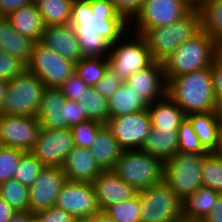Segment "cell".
<instances>
[{
	"label": "cell",
	"instance_id": "obj_6",
	"mask_svg": "<svg viewBox=\"0 0 222 222\" xmlns=\"http://www.w3.org/2000/svg\"><path fill=\"white\" fill-rule=\"evenodd\" d=\"M164 162L142 150H124L113 171L134 190L141 191L163 180Z\"/></svg>",
	"mask_w": 222,
	"mask_h": 222
},
{
	"label": "cell",
	"instance_id": "obj_32",
	"mask_svg": "<svg viewBox=\"0 0 222 222\" xmlns=\"http://www.w3.org/2000/svg\"><path fill=\"white\" fill-rule=\"evenodd\" d=\"M109 67L107 57H83L75 63V73L89 87H94Z\"/></svg>",
	"mask_w": 222,
	"mask_h": 222
},
{
	"label": "cell",
	"instance_id": "obj_3",
	"mask_svg": "<svg viewBox=\"0 0 222 222\" xmlns=\"http://www.w3.org/2000/svg\"><path fill=\"white\" fill-rule=\"evenodd\" d=\"M218 54V45L205 32L200 31L175 49L162 63L166 81L210 67Z\"/></svg>",
	"mask_w": 222,
	"mask_h": 222
},
{
	"label": "cell",
	"instance_id": "obj_12",
	"mask_svg": "<svg viewBox=\"0 0 222 222\" xmlns=\"http://www.w3.org/2000/svg\"><path fill=\"white\" fill-rule=\"evenodd\" d=\"M27 70L37 76L45 87L59 88L75 72V63L41 43L34 42Z\"/></svg>",
	"mask_w": 222,
	"mask_h": 222
},
{
	"label": "cell",
	"instance_id": "obj_9",
	"mask_svg": "<svg viewBox=\"0 0 222 222\" xmlns=\"http://www.w3.org/2000/svg\"><path fill=\"white\" fill-rule=\"evenodd\" d=\"M44 83L27 69L9 81L3 104V114L14 116H37Z\"/></svg>",
	"mask_w": 222,
	"mask_h": 222
},
{
	"label": "cell",
	"instance_id": "obj_25",
	"mask_svg": "<svg viewBox=\"0 0 222 222\" xmlns=\"http://www.w3.org/2000/svg\"><path fill=\"white\" fill-rule=\"evenodd\" d=\"M34 42L19 34L5 17H0V50L18 58L26 65L30 61Z\"/></svg>",
	"mask_w": 222,
	"mask_h": 222
},
{
	"label": "cell",
	"instance_id": "obj_24",
	"mask_svg": "<svg viewBox=\"0 0 222 222\" xmlns=\"http://www.w3.org/2000/svg\"><path fill=\"white\" fill-rule=\"evenodd\" d=\"M12 27L33 42H39L45 28L36 3L24 6L6 17Z\"/></svg>",
	"mask_w": 222,
	"mask_h": 222
},
{
	"label": "cell",
	"instance_id": "obj_38",
	"mask_svg": "<svg viewBox=\"0 0 222 222\" xmlns=\"http://www.w3.org/2000/svg\"><path fill=\"white\" fill-rule=\"evenodd\" d=\"M177 152L209 153L199 141L195 134L192 123L186 117L178 128V149Z\"/></svg>",
	"mask_w": 222,
	"mask_h": 222
},
{
	"label": "cell",
	"instance_id": "obj_13",
	"mask_svg": "<svg viewBox=\"0 0 222 222\" xmlns=\"http://www.w3.org/2000/svg\"><path fill=\"white\" fill-rule=\"evenodd\" d=\"M104 125L123 150H141L152 129L148 109L109 118Z\"/></svg>",
	"mask_w": 222,
	"mask_h": 222
},
{
	"label": "cell",
	"instance_id": "obj_37",
	"mask_svg": "<svg viewBox=\"0 0 222 222\" xmlns=\"http://www.w3.org/2000/svg\"><path fill=\"white\" fill-rule=\"evenodd\" d=\"M202 183L222 193V158L208 153L202 165Z\"/></svg>",
	"mask_w": 222,
	"mask_h": 222
},
{
	"label": "cell",
	"instance_id": "obj_59",
	"mask_svg": "<svg viewBox=\"0 0 222 222\" xmlns=\"http://www.w3.org/2000/svg\"><path fill=\"white\" fill-rule=\"evenodd\" d=\"M201 222H209V221H207L206 219H202V220H200Z\"/></svg>",
	"mask_w": 222,
	"mask_h": 222
},
{
	"label": "cell",
	"instance_id": "obj_54",
	"mask_svg": "<svg viewBox=\"0 0 222 222\" xmlns=\"http://www.w3.org/2000/svg\"><path fill=\"white\" fill-rule=\"evenodd\" d=\"M192 9H198L206 0H183Z\"/></svg>",
	"mask_w": 222,
	"mask_h": 222
},
{
	"label": "cell",
	"instance_id": "obj_40",
	"mask_svg": "<svg viewBox=\"0 0 222 222\" xmlns=\"http://www.w3.org/2000/svg\"><path fill=\"white\" fill-rule=\"evenodd\" d=\"M24 151L0 145V184L14 178L15 170Z\"/></svg>",
	"mask_w": 222,
	"mask_h": 222
},
{
	"label": "cell",
	"instance_id": "obj_22",
	"mask_svg": "<svg viewBox=\"0 0 222 222\" xmlns=\"http://www.w3.org/2000/svg\"><path fill=\"white\" fill-rule=\"evenodd\" d=\"M147 109L151 117L152 128L155 130L178 129L186 118L183 110L168 94L150 103Z\"/></svg>",
	"mask_w": 222,
	"mask_h": 222
},
{
	"label": "cell",
	"instance_id": "obj_51",
	"mask_svg": "<svg viewBox=\"0 0 222 222\" xmlns=\"http://www.w3.org/2000/svg\"><path fill=\"white\" fill-rule=\"evenodd\" d=\"M34 214L29 211L17 212L9 222H30Z\"/></svg>",
	"mask_w": 222,
	"mask_h": 222
},
{
	"label": "cell",
	"instance_id": "obj_47",
	"mask_svg": "<svg viewBox=\"0 0 222 222\" xmlns=\"http://www.w3.org/2000/svg\"><path fill=\"white\" fill-rule=\"evenodd\" d=\"M32 0H0V17H7L18 9L30 5Z\"/></svg>",
	"mask_w": 222,
	"mask_h": 222
},
{
	"label": "cell",
	"instance_id": "obj_7",
	"mask_svg": "<svg viewBox=\"0 0 222 222\" xmlns=\"http://www.w3.org/2000/svg\"><path fill=\"white\" fill-rule=\"evenodd\" d=\"M37 118L42 128L68 129L88 120L85 109L77 101L65 99L60 88L45 87Z\"/></svg>",
	"mask_w": 222,
	"mask_h": 222
},
{
	"label": "cell",
	"instance_id": "obj_36",
	"mask_svg": "<svg viewBox=\"0 0 222 222\" xmlns=\"http://www.w3.org/2000/svg\"><path fill=\"white\" fill-rule=\"evenodd\" d=\"M43 168V163L31 152H24L15 170L14 178L22 185L30 187Z\"/></svg>",
	"mask_w": 222,
	"mask_h": 222
},
{
	"label": "cell",
	"instance_id": "obj_34",
	"mask_svg": "<svg viewBox=\"0 0 222 222\" xmlns=\"http://www.w3.org/2000/svg\"><path fill=\"white\" fill-rule=\"evenodd\" d=\"M29 187L15 178L0 184V196L17 212L28 211Z\"/></svg>",
	"mask_w": 222,
	"mask_h": 222
},
{
	"label": "cell",
	"instance_id": "obj_42",
	"mask_svg": "<svg viewBox=\"0 0 222 222\" xmlns=\"http://www.w3.org/2000/svg\"><path fill=\"white\" fill-rule=\"evenodd\" d=\"M82 79L74 72L59 87L65 99L71 101H81L82 95L88 89Z\"/></svg>",
	"mask_w": 222,
	"mask_h": 222
},
{
	"label": "cell",
	"instance_id": "obj_43",
	"mask_svg": "<svg viewBox=\"0 0 222 222\" xmlns=\"http://www.w3.org/2000/svg\"><path fill=\"white\" fill-rule=\"evenodd\" d=\"M122 84L121 79L108 67L103 78L94 86L97 93L109 100Z\"/></svg>",
	"mask_w": 222,
	"mask_h": 222
},
{
	"label": "cell",
	"instance_id": "obj_29",
	"mask_svg": "<svg viewBox=\"0 0 222 222\" xmlns=\"http://www.w3.org/2000/svg\"><path fill=\"white\" fill-rule=\"evenodd\" d=\"M220 115L221 111L216 110L206 113H192L186 116L192 123L199 141L209 153L216 145Z\"/></svg>",
	"mask_w": 222,
	"mask_h": 222
},
{
	"label": "cell",
	"instance_id": "obj_50",
	"mask_svg": "<svg viewBox=\"0 0 222 222\" xmlns=\"http://www.w3.org/2000/svg\"><path fill=\"white\" fill-rule=\"evenodd\" d=\"M210 153L217 157L222 158V112L220 115V121L217 131L216 145Z\"/></svg>",
	"mask_w": 222,
	"mask_h": 222
},
{
	"label": "cell",
	"instance_id": "obj_2",
	"mask_svg": "<svg viewBox=\"0 0 222 222\" xmlns=\"http://www.w3.org/2000/svg\"><path fill=\"white\" fill-rule=\"evenodd\" d=\"M167 94L186 116L219 110L214 97L211 66L173 77L167 82Z\"/></svg>",
	"mask_w": 222,
	"mask_h": 222
},
{
	"label": "cell",
	"instance_id": "obj_5",
	"mask_svg": "<svg viewBox=\"0 0 222 222\" xmlns=\"http://www.w3.org/2000/svg\"><path fill=\"white\" fill-rule=\"evenodd\" d=\"M207 154L176 152L164 161L163 181L181 201L203 186L202 165Z\"/></svg>",
	"mask_w": 222,
	"mask_h": 222
},
{
	"label": "cell",
	"instance_id": "obj_44",
	"mask_svg": "<svg viewBox=\"0 0 222 222\" xmlns=\"http://www.w3.org/2000/svg\"><path fill=\"white\" fill-rule=\"evenodd\" d=\"M39 222H72L73 216L56 206L34 214Z\"/></svg>",
	"mask_w": 222,
	"mask_h": 222
},
{
	"label": "cell",
	"instance_id": "obj_49",
	"mask_svg": "<svg viewBox=\"0 0 222 222\" xmlns=\"http://www.w3.org/2000/svg\"><path fill=\"white\" fill-rule=\"evenodd\" d=\"M206 220L209 222H222V193H220L218 201L212 212L206 217Z\"/></svg>",
	"mask_w": 222,
	"mask_h": 222
},
{
	"label": "cell",
	"instance_id": "obj_56",
	"mask_svg": "<svg viewBox=\"0 0 222 222\" xmlns=\"http://www.w3.org/2000/svg\"><path fill=\"white\" fill-rule=\"evenodd\" d=\"M176 222H201L200 220H191V219H186V218H180Z\"/></svg>",
	"mask_w": 222,
	"mask_h": 222
},
{
	"label": "cell",
	"instance_id": "obj_52",
	"mask_svg": "<svg viewBox=\"0 0 222 222\" xmlns=\"http://www.w3.org/2000/svg\"><path fill=\"white\" fill-rule=\"evenodd\" d=\"M9 81L0 78V114H3V104L6 97Z\"/></svg>",
	"mask_w": 222,
	"mask_h": 222
},
{
	"label": "cell",
	"instance_id": "obj_14",
	"mask_svg": "<svg viewBox=\"0 0 222 222\" xmlns=\"http://www.w3.org/2000/svg\"><path fill=\"white\" fill-rule=\"evenodd\" d=\"M74 146L70 128L53 130L41 127L36 143L30 152L44 166L62 167Z\"/></svg>",
	"mask_w": 222,
	"mask_h": 222
},
{
	"label": "cell",
	"instance_id": "obj_30",
	"mask_svg": "<svg viewBox=\"0 0 222 222\" xmlns=\"http://www.w3.org/2000/svg\"><path fill=\"white\" fill-rule=\"evenodd\" d=\"M200 30L222 45V0H206L198 9Z\"/></svg>",
	"mask_w": 222,
	"mask_h": 222
},
{
	"label": "cell",
	"instance_id": "obj_28",
	"mask_svg": "<svg viewBox=\"0 0 222 222\" xmlns=\"http://www.w3.org/2000/svg\"><path fill=\"white\" fill-rule=\"evenodd\" d=\"M178 149V129H151L142 151L160 158L163 162L172 158Z\"/></svg>",
	"mask_w": 222,
	"mask_h": 222
},
{
	"label": "cell",
	"instance_id": "obj_58",
	"mask_svg": "<svg viewBox=\"0 0 222 222\" xmlns=\"http://www.w3.org/2000/svg\"><path fill=\"white\" fill-rule=\"evenodd\" d=\"M30 222H39L35 217H33Z\"/></svg>",
	"mask_w": 222,
	"mask_h": 222
},
{
	"label": "cell",
	"instance_id": "obj_16",
	"mask_svg": "<svg viewBox=\"0 0 222 222\" xmlns=\"http://www.w3.org/2000/svg\"><path fill=\"white\" fill-rule=\"evenodd\" d=\"M66 181L62 167L44 166L29 187L28 211L35 214L55 206L57 196Z\"/></svg>",
	"mask_w": 222,
	"mask_h": 222
},
{
	"label": "cell",
	"instance_id": "obj_4",
	"mask_svg": "<svg viewBox=\"0 0 222 222\" xmlns=\"http://www.w3.org/2000/svg\"><path fill=\"white\" fill-rule=\"evenodd\" d=\"M200 17L192 9L185 17L166 26L147 29L145 38L153 61L163 63L185 41L200 32Z\"/></svg>",
	"mask_w": 222,
	"mask_h": 222
},
{
	"label": "cell",
	"instance_id": "obj_46",
	"mask_svg": "<svg viewBox=\"0 0 222 222\" xmlns=\"http://www.w3.org/2000/svg\"><path fill=\"white\" fill-rule=\"evenodd\" d=\"M211 71L214 80V97L218 109L222 112V57L219 54L212 62Z\"/></svg>",
	"mask_w": 222,
	"mask_h": 222
},
{
	"label": "cell",
	"instance_id": "obj_19",
	"mask_svg": "<svg viewBox=\"0 0 222 222\" xmlns=\"http://www.w3.org/2000/svg\"><path fill=\"white\" fill-rule=\"evenodd\" d=\"M92 185L100 211H105L111 205L130 199L137 193L113 170L102 171L94 179Z\"/></svg>",
	"mask_w": 222,
	"mask_h": 222
},
{
	"label": "cell",
	"instance_id": "obj_55",
	"mask_svg": "<svg viewBox=\"0 0 222 222\" xmlns=\"http://www.w3.org/2000/svg\"><path fill=\"white\" fill-rule=\"evenodd\" d=\"M72 222H94L93 217H79L73 218Z\"/></svg>",
	"mask_w": 222,
	"mask_h": 222
},
{
	"label": "cell",
	"instance_id": "obj_41",
	"mask_svg": "<svg viewBox=\"0 0 222 222\" xmlns=\"http://www.w3.org/2000/svg\"><path fill=\"white\" fill-rule=\"evenodd\" d=\"M27 69V65L16 57L8 55L0 50V78L10 81L21 75Z\"/></svg>",
	"mask_w": 222,
	"mask_h": 222
},
{
	"label": "cell",
	"instance_id": "obj_27",
	"mask_svg": "<svg viewBox=\"0 0 222 222\" xmlns=\"http://www.w3.org/2000/svg\"><path fill=\"white\" fill-rule=\"evenodd\" d=\"M149 103L126 82L116 89L108 100L109 118L136 113L147 109Z\"/></svg>",
	"mask_w": 222,
	"mask_h": 222
},
{
	"label": "cell",
	"instance_id": "obj_18",
	"mask_svg": "<svg viewBox=\"0 0 222 222\" xmlns=\"http://www.w3.org/2000/svg\"><path fill=\"white\" fill-rule=\"evenodd\" d=\"M125 82L149 104L167 94V81L161 62L153 61L146 68L133 73Z\"/></svg>",
	"mask_w": 222,
	"mask_h": 222
},
{
	"label": "cell",
	"instance_id": "obj_8",
	"mask_svg": "<svg viewBox=\"0 0 222 222\" xmlns=\"http://www.w3.org/2000/svg\"><path fill=\"white\" fill-rule=\"evenodd\" d=\"M107 58L109 68L122 82H125L133 73L146 68L153 62L145 38L130 30L115 44L111 45Z\"/></svg>",
	"mask_w": 222,
	"mask_h": 222
},
{
	"label": "cell",
	"instance_id": "obj_57",
	"mask_svg": "<svg viewBox=\"0 0 222 222\" xmlns=\"http://www.w3.org/2000/svg\"><path fill=\"white\" fill-rule=\"evenodd\" d=\"M219 55L222 57V45L219 46Z\"/></svg>",
	"mask_w": 222,
	"mask_h": 222
},
{
	"label": "cell",
	"instance_id": "obj_23",
	"mask_svg": "<svg viewBox=\"0 0 222 222\" xmlns=\"http://www.w3.org/2000/svg\"><path fill=\"white\" fill-rule=\"evenodd\" d=\"M90 151L100 169L106 171L113 170L124 150L104 125L96 134Z\"/></svg>",
	"mask_w": 222,
	"mask_h": 222
},
{
	"label": "cell",
	"instance_id": "obj_1",
	"mask_svg": "<svg viewBox=\"0 0 222 222\" xmlns=\"http://www.w3.org/2000/svg\"><path fill=\"white\" fill-rule=\"evenodd\" d=\"M70 25L83 57H108L111 45L129 31L110 0H73Z\"/></svg>",
	"mask_w": 222,
	"mask_h": 222
},
{
	"label": "cell",
	"instance_id": "obj_21",
	"mask_svg": "<svg viewBox=\"0 0 222 222\" xmlns=\"http://www.w3.org/2000/svg\"><path fill=\"white\" fill-rule=\"evenodd\" d=\"M68 181L93 182L102 172L89 148L76 147L68 153L62 166Z\"/></svg>",
	"mask_w": 222,
	"mask_h": 222
},
{
	"label": "cell",
	"instance_id": "obj_45",
	"mask_svg": "<svg viewBox=\"0 0 222 222\" xmlns=\"http://www.w3.org/2000/svg\"><path fill=\"white\" fill-rule=\"evenodd\" d=\"M115 10L128 22L139 12L143 0H110Z\"/></svg>",
	"mask_w": 222,
	"mask_h": 222
},
{
	"label": "cell",
	"instance_id": "obj_48",
	"mask_svg": "<svg viewBox=\"0 0 222 222\" xmlns=\"http://www.w3.org/2000/svg\"><path fill=\"white\" fill-rule=\"evenodd\" d=\"M17 213L1 196H0V222H9Z\"/></svg>",
	"mask_w": 222,
	"mask_h": 222
},
{
	"label": "cell",
	"instance_id": "obj_15",
	"mask_svg": "<svg viewBox=\"0 0 222 222\" xmlns=\"http://www.w3.org/2000/svg\"><path fill=\"white\" fill-rule=\"evenodd\" d=\"M40 129L37 116L0 114V145L30 152Z\"/></svg>",
	"mask_w": 222,
	"mask_h": 222
},
{
	"label": "cell",
	"instance_id": "obj_17",
	"mask_svg": "<svg viewBox=\"0 0 222 222\" xmlns=\"http://www.w3.org/2000/svg\"><path fill=\"white\" fill-rule=\"evenodd\" d=\"M55 206L74 218L93 217L100 211L92 182L67 180L57 196Z\"/></svg>",
	"mask_w": 222,
	"mask_h": 222
},
{
	"label": "cell",
	"instance_id": "obj_10",
	"mask_svg": "<svg viewBox=\"0 0 222 222\" xmlns=\"http://www.w3.org/2000/svg\"><path fill=\"white\" fill-rule=\"evenodd\" d=\"M137 193L141 202L140 222H176L182 218L181 200L163 180Z\"/></svg>",
	"mask_w": 222,
	"mask_h": 222
},
{
	"label": "cell",
	"instance_id": "obj_60",
	"mask_svg": "<svg viewBox=\"0 0 222 222\" xmlns=\"http://www.w3.org/2000/svg\"><path fill=\"white\" fill-rule=\"evenodd\" d=\"M38 1H40V0H32V2H34V3H37Z\"/></svg>",
	"mask_w": 222,
	"mask_h": 222
},
{
	"label": "cell",
	"instance_id": "obj_39",
	"mask_svg": "<svg viewBox=\"0 0 222 222\" xmlns=\"http://www.w3.org/2000/svg\"><path fill=\"white\" fill-rule=\"evenodd\" d=\"M103 126V123L90 119L72 126L70 129L72 131L74 145L76 147L90 149L96 134Z\"/></svg>",
	"mask_w": 222,
	"mask_h": 222
},
{
	"label": "cell",
	"instance_id": "obj_31",
	"mask_svg": "<svg viewBox=\"0 0 222 222\" xmlns=\"http://www.w3.org/2000/svg\"><path fill=\"white\" fill-rule=\"evenodd\" d=\"M73 0H40L36 4L45 26L68 25Z\"/></svg>",
	"mask_w": 222,
	"mask_h": 222
},
{
	"label": "cell",
	"instance_id": "obj_26",
	"mask_svg": "<svg viewBox=\"0 0 222 222\" xmlns=\"http://www.w3.org/2000/svg\"><path fill=\"white\" fill-rule=\"evenodd\" d=\"M220 192L208 187H199L194 193L181 201L182 217L191 220H202L212 212L219 199Z\"/></svg>",
	"mask_w": 222,
	"mask_h": 222
},
{
	"label": "cell",
	"instance_id": "obj_35",
	"mask_svg": "<svg viewBox=\"0 0 222 222\" xmlns=\"http://www.w3.org/2000/svg\"><path fill=\"white\" fill-rule=\"evenodd\" d=\"M105 212L116 222H140L141 202L138 193L130 199L111 205Z\"/></svg>",
	"mask_w": 222,
	"mask_h": 222
},
{
	"label": "cell",
	"instance_id": "obj_53",
	"mask_svg": "<svg viewBox=\"0 0 222 222\" xmlns=\"http://www.w3.org/2000/svg\"><path fill=\"white\" fill-rule=\"evenodd\" d=\"M94 222H116L111 216H109L105 211H98L93 216Z\"/></svg>",
	"mask_w": 222,
	"mask_h": 222
},
{
	"label": "cell",
	"instance_id": "obj_11",
	"mask_svg": "<svg viewBox=\"0 0 222 222\" xmlns=\"http://www.w3.org/2000/svg\"><path fill=\"white\" fill-rule=\"evenodd\" d=\"M191 10L183 0H143L139 12L129 22V30L142 35L147 29L182 19Z\"/></svg>",
	"mask_w": 222,
	"mask_h": 222
},
{
	"label": "cell",
	"instance_id": "obj_33",
	"mask_svg": "<svg viewBox=\"0 0 222 222\" xmlns=\"http://www.w3.org/2000/svg\"><path fill=\"white\" fill-rule=\"evenodd\" d=\"M85 109L86 116L105 124L109 119L108 100L96 92L94 87H88L79 101Z\"/></svg>",
	"mask_w": 222,
	"mask_h": 222
},
{
	"label": "cell",
	"instance_id": "obj_20",
	"mask_svg": "<svg viewBox=\"0 0 222 222\" xmlns=\"http://www.w3.org/2000/svg\"><path fill=\"white\" fill-rule=\"evenodd\" d=\"M39 43L74 63L79 62L83 58L79 41L70 24L45 26Z\"/></svg>",
	"mask_w": 222,
	"mask_h": 222
}]
</instances>
